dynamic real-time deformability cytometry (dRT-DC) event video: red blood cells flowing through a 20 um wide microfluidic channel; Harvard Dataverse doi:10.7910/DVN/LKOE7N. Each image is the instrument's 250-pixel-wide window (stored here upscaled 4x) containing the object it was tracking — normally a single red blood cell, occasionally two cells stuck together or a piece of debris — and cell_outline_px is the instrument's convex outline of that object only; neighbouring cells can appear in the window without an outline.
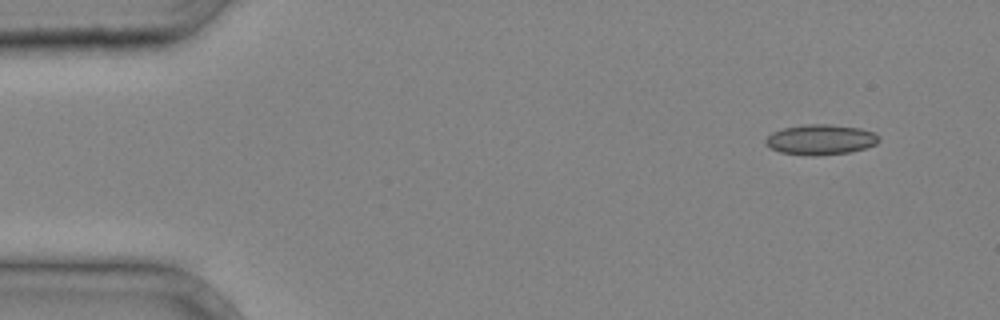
{"species": "common noctule bat (a hibernating species)", "species_latin": "Nyctalus noctula", "temperature_condition": "cold", "stored_images_in_passage": 2, "camera_frame_rate_fps": 3000, "um_per_image_px": 0.085, "animal": {"sex": "male", "body_mass_g": 20.4}, "frame": {"image": 1, "passage_image": 1, "time_ms": 0.0, "image_size_px": [1000, 320], "cell_outline_px": [[880, 140], [876, 144], [864, 148], [848, 152], [816, 156], [808, 156], [780, 152], [764, 144], [764, 140], [772, 132], [784, 128], [804, 124], [832, 124], [860, 128], [876, 132], [880, 136]], "centroid_in_image_um": [69.76, 11.86], "position_along_channel_um": 15.2, "area_um2": 20.17}}